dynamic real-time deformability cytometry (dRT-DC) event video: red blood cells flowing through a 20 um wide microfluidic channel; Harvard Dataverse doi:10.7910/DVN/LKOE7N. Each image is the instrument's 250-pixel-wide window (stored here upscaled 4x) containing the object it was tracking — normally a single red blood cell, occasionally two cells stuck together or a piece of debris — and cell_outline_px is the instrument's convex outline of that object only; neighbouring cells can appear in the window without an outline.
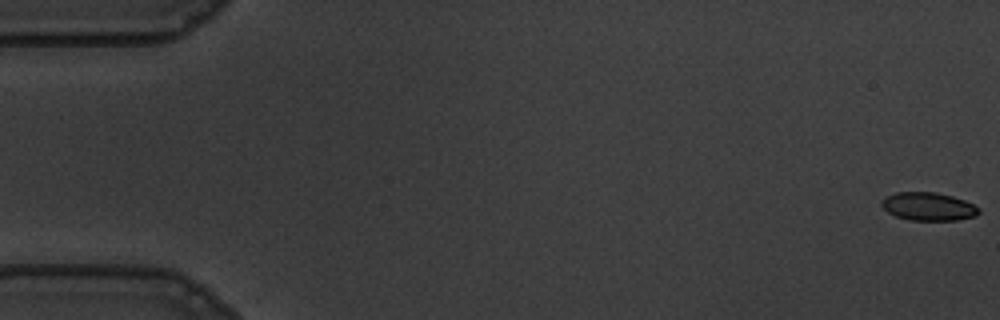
{"species": "common noctule bat (a hibernating species)", "species_latin": "Nyctalus noctula", "temperature_condition": "warm", "stored_images_in_passage": 57, "camera_frame_rate_fps": 3000, "um_per_image_px": 0.085, "animal": {"sex": "male", "body_mass_g": 19.5, "forearm_length_mm": 54.6}, "frame": {"image": 1, "passage_image": 1, "time_ms": 0.0, "image_size_px": [1000, 320], "cell_outline_px": [[980, 212], [976, 216], [956, 220], [908, 220], [896, 216], [888, 212], [880, 204], [880, 200], [884, 196], [896, 192], [936, 192], [952, 196], [964, 200], [980, 208]], "centroid_in_image_um": [78.88, 17.54], "position_along_channel_um": 6.1, "area_um2": 16.07}}
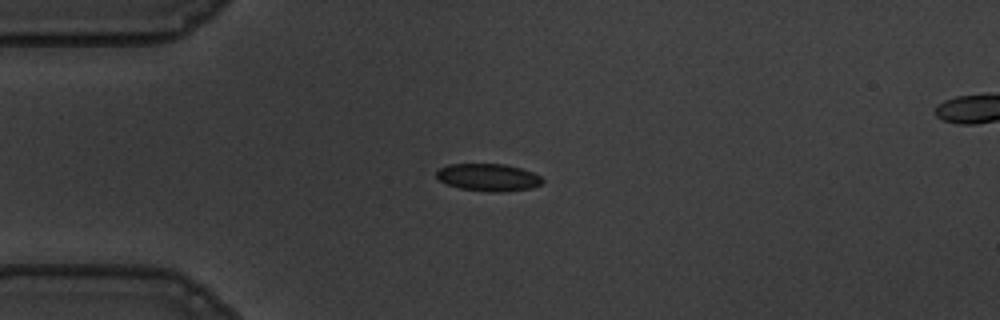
{"frame": {"image": 2, "passage_image": 15, "time_ms": 4.667, "image_size_px": [1000, 320], "cell_outline_px": [[544, 180], [540, 184], [532, 188], [500, 192], [488, 192], [460, 188], [448, 184], [440, 180], [436, 176], [436, 172], [440, 168], [448, 164], [504, 164], [520, 168], [532, 172], [540, 176]], "centroid_in_image_um": [41.51, 15.07], "position_along_channel_um": 43.5, "area_um2": 16.82}}
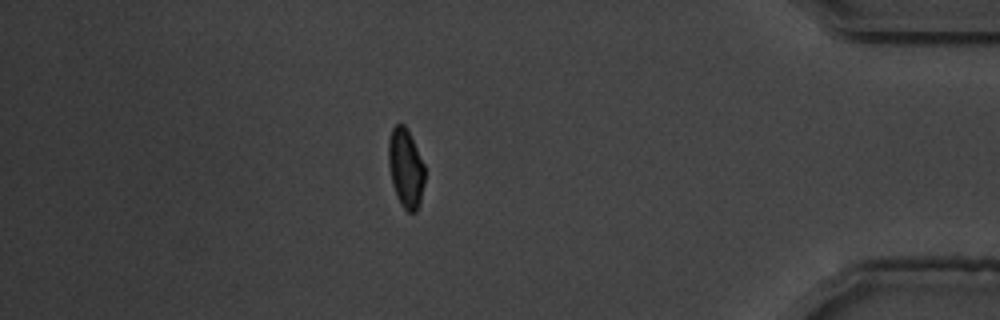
{"frame": {"image": 3, "passage_image": 50, "time_ms": 16.333, "image_size_px": [1000, 320], "cell_outline_px": [[424, 184], [420, 204], [416, 212], [408, 212], [400, 204], [396, 196], [392, 184], [388, 164], [388, 140], [392, 128], [396, 124], [404, 124], [408, 128], [424, 164]], "centroid_in_image_um": [34.48, 14.28], "position_along_channel_um": 400.7, "area_um2": 16.99}, "authors_computed_cell_mechanics": {"area_um2": 16.9354, "velocity_mm_per_s": 3.57, "shape_relaxation_time_tau1_ms": 5.7428, "shape_relaxation_time_tau2_ms": 1.2317, "deformation_change_tau1": 0.14, "deformation_change_tau2": 0.0612}}